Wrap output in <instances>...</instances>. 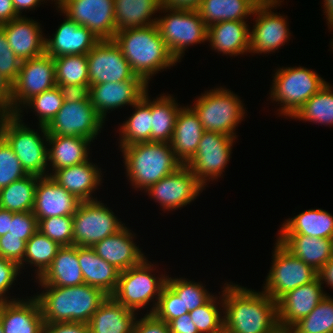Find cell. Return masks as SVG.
Wrapping results in <instances>:
<instances>
[{"label":"cell","mask_w":333,"mask_h":333,"mask_svg":"<svg viewBox=\"0 0 333 333\" xmlns=\"http://www.w3.org/2000/svg\"><path fill=\"white\" fill-rule=\"evenodd\" d=\"M235 139L219 132L203 133L195 155L186 165L204 187L225 172Z\"/></svg>","instance_id":"obj_12"},{"label":"cell","mask_w":333,"mask_h":333,"mask_svg":"<svg viewBox=\"0 0 333 333\" xmlns=\"http://www.w3.org/2000/svg\"><path fill=\"white\" fill-rule=\"evenodd\" d=\"M319 277L323 285L325 283L327 287L333 289V257L319 271Z\"/></svg>","instance_id":"obj_62"},{"label":"cell","mask_w":333,"mask_h":333,"mask_svg":"<svg viewBox=\"0 0 333 333\" xmlns=\"http://www.w3.org/2000/svg\"><path fill=\"white\" fill-rule=\"evenodd\" d=\"M78 261L84 284L101 289L111 296L118 284L120 271L99 257L92 247L78 246Z\"/></svg>","instance_id":"obj_32"},{"label":"cell","mask_w":333,"mask_h":333,"mask_svg":"<svg viewBox=\"0 0 333 333\" xmlns=\"http://www.w3.org/2000/svg\"><path fill=\"white\" fill-rule=\"evenodd\" d=\"M204 132L205 130L191 105L189 107L188 105L187 107H181L176 119L170 146L176 158L183 165H186L195 155Z\"/></svg>","instance_id":"obj_28"},{"label":"cell","mask_w":333,"mask_h":333,"mask_svg":"<svg viewBox=\"0 0 333 333\" xmlns=\"http://www.w3.org/2000/svg\"><path fill=\"white\" fill-rule=\"evenodd\" d=\"M258 5L272 3L276 0H254Z\"/></svg>","instance_id":"obj_65"},{"label":"cell","mask_w":333,"mask_h":333,"mask_svg":"<svg viewBox=\"0 0 333 333\" xmlns=\"http://www.w3.org/2000/svg\"><path fill=\"white\" fill-rule=\"evenodd\" d=\"M134 238L135 234L125 225L117 233L94 244L92 249L121 272L140 264L146 258L139 245L134 243Z\"/></svg>","instance_id":"obj_23"},{"label":"cell","mask_w":333,"mask_h":333,"mask_svg":"<svg viewBox=\"0 0 333 333\" xmlns=\"http://www.w3.org/2000/svg\"><path fill=\"white\" fill-rule=\"evenodd\" d=\"M29 298L0 303L4 333H43L45 322L39 301L34 295Z\"/></svg>","instance_id":"obj_22"},{"label":"cell","mask_w":333,"mask_h":333,"mask_svg":"<svg viewBox=\"0 0 333 333\" xmlns=\"http://www.w3.org/2000/svg\"><path fill=\"white\" fill-rule=\"evenodd\" d=\"M165 16L157 17L159 33L172 56L180 62L185 50L194 44L207 41L208 27L198 11L175 10L161 6Z\"/></svg>","instance_id":"obj_9"},{"label":"cell","mask_w":333,"mask_h":333,"mask_svg":"<svg viewBox=\"0 0 333 333\" xmlns=\"http://www.w3.org/2000/svg\"><path fill=\"white\" fill-rule=\"evenodd\" d=\"M63 97L57 86L54 88L44 91L41 94H37L29 99L22 107H27L35 112L39 121L38 126L47 127L49 123L54 119L63 104Z\"/></svg>","instance_id":"obj_46"},{"label":"cell","mask_w":333,"mask_h":333,"mask_svg":"<svg viewBox=\"0 0 333 333\" xmlns=\"http://www.w3.org/2000/svg\"><path fill=\"white\" fill-rule=\"evenodd\" d=\"M282 0L258 5L252 16H256L252 30L250 29V52L270 54L290 39L291 33L287 23V16L274 13L273 8L281 5ZM255 24V25H254Z\"/></svg>","instance_id":"obj_16"},{"label":"cell","mask_w":333,"mask_h":333,"mask_svg":"<svg viewBox=\"0 0 333 333\" xmlns=\"http://www.w3.org/2000/svg\"><path fill=\"white\" fill-rule=\"evenodd\" d=\"M248 21H223L208 27L207 42L211 49L229 56L250 52V27Z\"/></svg>","instance_id":"obj_27"},{"label":"cell","mask_w":333,"mask_h":333,"mask_svg":"<svg viewBox=\"0 0 333 333\" xmlns=\"http://www.w3.org/2000/svg\"><path fill=\"white\" fill-rule=\"evenodd\" d=\"M43 333H90V329L81 322L45 323Z\"/></svg>","instance_id":"obj_56"},{"label":"cell","mask_w":333,"mask_h":333,"mask_svg":"<svg viewBox=\"0 0 333 333\" xmlns=\"http://www.w3.org/2000/svg\"><path fill=\"white\" fill-rule=\"evenodd\" d=\"M206 189L191 172L182 165L175 172L150 186L145 193L162 206L164 211H173L190 204Z\"/></svg>","instance_id":"obj_17"},{"label":"cell","mask_w":333,"mask_h":333,"mask_svg":"<svg viewBox=\"0 0 333 333\" xmlns=\"http://www.w3.org/2000/svg\"><path fill=\"white\" fill-rule=\"evenodd\" d=\"M286 333H333V298L326 295L309 315Z\"/></svg>","instance_id":"obj_43"},{"label":"cell","mask_w":333,"mask_h":333,"mask_svg":"<svg viewBox=\"0 0 333 333\" xmlns=\"http://www.w3.org/2000/svg\"><path fill=\"white\" fill-rule=\"evenodd\" d=\"M34 295L45 323L81 322L88 324L108 295L101 289L82 284L72 287L41 286Z\"/></svg>","instance_id":"obj_3"},{"label":"cell","mask_w":333,"mask_h":333,"mask_svg":"<svg viewBox=\"0 0 333 333\" xmlns=\"http://www.w3.org/2000/svg\"><path fill=\"white\" fill-rule=\"evenodd\" d=\"M166 284L182 299L184 310L192 311L206 304L213 296L203 283L193 282L188 278H172L167 276Z\"/></svg>","instance_id":"obj_45"},{"label":"cell","mask_w":333,"mask_h":333,"mask_svg":"<svg viewBox=\"0 0 333 333\" xmlns=\"http://www.w3.org/2000/svg\"><path fill=\"white\" fill-rule=\"evenodd\" d=\"M38 231L62 246H73V216L48 217L38 221Z\"/></svg>","instance_id":"obj_47"},{"label":"cell","mask_w":333,"mask_h":333,"mask_svg":"<svg viewBox=\"0 0 333 333\" xmlns=\"http://www.w3.org/2000/svg\"><path fill=\"white\" fill-rule=\"evenodd\" d=\"M55 64L52 56L46 52L40 56L24 60L12 83L13 115L21 110L29 99L56 86Z\"/></svg>","instance_id":"obj_14"},{"label":"cell","mask_w":333,"mask_h":333,"mask_svg":"<svg viewBox=\"0 0 333 333\" xmlns=\"http://www.w3.org/2000/svg\"><path fill=\"white\" fill-rule=\"evenodd\" d=\"M133 72L148 85L152 76L176 65L157 25L118 30L113 38Z\"/></svg>","instance_id":"obj_2"},{"label":"cell","mask_w":333,"mask_h":333,"mask_svg":"<svg viewBox=\"0 0 333 333\" xmlns=\"http://www.w3.org/2000/svg\"><path fill=\"white\" fill-rule=\"evenodd\" d=\"M61 246L50 238L37 231L26 242V251L23 261L19 264L20 271L25 264L35 267L36 280L51 265ZM25 263V264H24Z\"/></svg>","instance_id":"obj_40"},{"label":"cell","mask_w":333,"mask_h":333,"mask_svg":"<svg viewBox=\"0 0 333 333\" xmlns=\"http://www.w3.org/2000/svg\"><path fill=\"white\" fill-rule=\"evenodd\" d=\"M16 56L24 60L40 56L45 52V38L41 24L25 15L0 25ZM45 36V37H44Z\"/></svg>","instance_id":"obj_25"},{"label":"cell","mask_w":333,"mask_h":333,"mask_svg":"<svg viewBox=\"0 0 333 333\" xmlns=\"http://www.w3.org/2000/svg\"><path fill=\"white\" fill-rule=\"evenodd\" d=\"M63 101L68 103L85 101L90 95V85H68V84H57Z\"/></svg>","instance_id":"obj_55"},{"label":"cell","mask_w":333,"mask_h":333,"mask_svg":"<svg viewBox=\"0 0 333 333\" xmlns=\"http://www.w3.org/2000/svg\"><path fill=\"white\" fill-rule=\"evenodd\" d=\"M273 75L270 99L280 104L278 113L289 118L327 84L318 73L302 66L281 67Z\"/></svg>","instance_id":"obj_6"},{"label":"cell","mask_w":333,"mask_h":333,"mask_svg":"<svg viewBox=\"0 0 333 333\" xmlns=\"http://www.w3.org/2000/svg\"><path fill=\"white\" fill-rule=\"evenodd\" d=\"M37 281L40 286L72 287L84 284L78 261V246H62Z\"/></svg>","instance_id":"obj_29"},{"label":"cell","mask_w":333,"mask_h":333,"mask_svg":"<svg viewBox=\"0 0 333 333\" xmlns=\"http://www.w3.org/2000/svg\"><path fill=\"white\" fill-rule=\"evenodd\" d=\"M86 55L89 85L142 79L133 72L114 40H100Z\"/></svg>","instance_id":"obj_18"},{"label":"cell","mask_w":333,"mask_h":333,"mask_svg":"<svg viewBox=\"0 0 333 333\" xmlns=\"http://www.w3.org/2000/svg\"><path fill=\"white\" fill-rule=\"evenodd\" d=\"M63 23L53 33L52 38H45V52L57 58L62 55L87 54L99 41L87 27L78 25L66 15Z\"/></svg>","instance_id":"obj_24"},{"label":"cell","mask_w":333,"mask_h":333,"mask_svg":"<svg viewBox=\"0 0 333 333\" xmlns=\"http://www.w3.org/2000/svg\"><path fill=\"white\" fill-rule=\"evenodd\" d=\"M148 91L131 107L135 108L131 117H128L119 128V147L135 143L151 142V100Z\"/></svg>","instance_id":"obj_37"},{"label":"cell","mask_w":333,"mask_h":333,"mask_svg":"<svg viewBox=\"0 0 333 333\" xmlns=\"http://www.w3.org/2000/svg\"><path fill=\"white\" fill-rule=\"evenodd\" d=\"M38 231V220L31 212H13L10 221L9 233L14 236H21L26 242Z\"/></svg>","instance_id":"obj_51"},{"label":"cell","mask_w":333,"mask_h":333,"mask_svg":"<svg viewBox=\"0 0 333 333\" xmlns=\"http://www.w3.org/2000/svg\"><path fill=\"white\" fill-rule=\"evenodd\" d=\"M272 265L263 284V292L277 301L288 291L303 286L319 276L312 266L295 257L276 240Z\"/></svg>","instance_id":"obj_10"},{"label":"cell","mask_w":333,"mask_h":333,"mask_svg":"<svg viewBox=\"0 0 333 333\" xmlns=\"http://www.w3.org/2000/svg\"><path fill=\"white\" fill-rule=\"evenodd\" d=\"M185 313H189V310H184L182 299L165 284L153 314L168 324L171 320Z\"/></svg>","instance_id":"obj_49"},{"label":"cell","mask_w":333,"mask_h":333,"mask_svg":"<svg viewBox=\"0 0 333 333\" xmlns=\"http://www.w3.org/2000/svg\"><path fill=\"white\" fill-rule=\"evenodd\" d=\"M277 239L295 257L319 272L333 257V239L307 235H277Z\"/></svg>","instance_id":"obj_30"},{"label":"cell","mask_w":333,"mask_h":333,"mask_svg":"<svg viewBox=\"0 0 333 333\" xmlns=\"http://www.w3.org/2000/svg\"><path fill=\"white\" fill-rule=\"evenodd\" d=\"M0 333H4V332H3V327H2L1 322H0Z\"/></svg>","instance_id":"obj_67"},{"label":"cell","mask_w":333,"mask_h":333,"mask_svg":"<svg viewBox=\"0 0 333 333\" xmlns=\"http://www.w3.org/2000/svg\"><path fill=\"white\" fill-rule=\"evenodd\" d=\"M101 202L97 199L80 202L73 214V245L92 247L124 227L125 223Z\"/></svg>","instance_id":"obj_11"},{"label":"cell","mask_w":333,"mask_h":333,"mask_svg":"<svg viewBox=\"0 0 333 333\" xmlns=\"http://www.w3.org/2000/svg\"><path fill=\"white\" fill-rule=\"evenodd\" d=\"M323 1H324L323 7H325L323 13H325L326 15L325 18H327L326 20L327 23L330 24L333 22V0H323Z\"/></svg>","instance_id":"obj_64"},{"label":"cell","mask_w":333,"mask_h":333,"mask_svg":"<svg viewBox=\"0 0 333 333\" xmlns=\"http://www.w3.org/2000/svg\"><path fill=\"white\" fill-rule=\"evenodd\" d=\"M116 30L156 25L161 0H114Z\"/></svg>","instance_id":"obj_35"},{"label":"cell","mask_w":333,"mask_h":333,"mask_svg":"<svg viewBox=\"0 0 333 333\" xmlns=\"http://www.w3.org/2000/svg\"><path fill=\"white\" fill-rule=\"evenodd\" d=\"M26 251V241L21 236L11 235L9 232L0 236V257L16 262L23 261Z\"/></svg>","instance_id":"obj_53"},{"label":"cell","mask_w":333,"mask_h":333,"mask_svg":"<svg viewBox=\"0 0 333 333\" xmlns=\"http://www.w3.org/2000/svg\"><path fill=\"white\" fill-rule=\"evenodd\" d=\"M148 84L143 79H130L122 82H105L90 85V100L105 121L107 112L121 109L122 106L137 103L148 91ZM114 109V110H113Z\"/></svg>","instance_id":"obj_20"},{"label":"cell","mask_w":333,"mask_h":333,"mask_svg":"<svg viewBox=\"0 0 333 333\" xmlns=\"http://www.w3.org/2000/svg\"><path fill=\"white\" fill-rule=\"evenodd\" d=\"M101 172V168L88 160L56 170L51 177L66 191L83 202L97 199L92 194L102 183Z\"/></svg>","instance_id":"obj_26"},{"label":"cell","mask_w":333,"mask_h":333,"mask_svg":"<svg viewBox=\"0 0 333 333\" xmlns=\"http://www.w3.org/2000/svg\"><path fill=\"white\" fill-rule=\"evenodd\" d=\"M39 176L27 175L0 190V208L8 211L31 212Z\"/></svg>","instance_id":"obj_39"},{"label":"cell","mask_w":333,"mask_h":333,"mask_svg":"<svg viewBox=\"0 0 333 333\" xmlns=\"http://www.w3.org/2000/svg\"><path fill=\"white\" fill-rule=\"evenodd\" d=\"M13 115L12 83L0 74V116Z\"/></svg>","instance_id":"obj_57"},{"label":"cell","mask_w":333,"mask_h":333,"mask_svg":"<svg viewBox=\"0 0 333 333\" xmlns=\"http://www.w3.org/2000/svg\"><path fill=\"white\" fill-rule=\"evenodd\" d=\"M222 293L224 333H282L277 302L263 291L224 283Z\"/></svg>","instance_id":"obj_1"},{"label":"cell","mask_w":333,"mask_h":333,"mask_svg":"<svg viewBox=\"0 0 333 333\" xmlns=\"http://www.w3.org/2000/svg\"><path fill=\"white\" fill-rule=\"evenodd\" d=\"M55 5L78 25L87 27L100 40H113L115 27L114 0H56Z\"/></svg>","instance_id":"obj_13"},{"label":"cell","mask_w":333,"mask_h":333,"mask_svg":"<svg viewBox=\"0 0 333 333\" xmlns=\"http://www.w3.org/2000/svg\"><path fill=\"white\" fill-rule=\"evenodd\" d=\"M120 148L126 177L138 190L146 191L183 165L176 158L170 143L141 142Z\"/></svg>","instance_id":"obj_4"},{"label":"cell","mask_w":333,"mask_h":333,"mask_svg":"<svg viewBox=\"0 0 333 333\" xmlns=\"http://www.w3.org/2000/svg\"><path fill=\"white\" fill-rule=\"evenodd\" d=\"M80 202L51 176L39 177L32 212L38 221L48 217L73 216Z\"/></svg>","instance_id":"obj_21"},{"label":"cell","mask_w":333,"mask_h":333,"mask_svg":"<svg viewBox=\"0 0 333 333\" xmlns=\"http://www.w3.org/2000/svg\"><path fill=\"white\" fill-rule=\"evenodd\" d=\"M20 274V268L16 262L0 257V303L20 299L5 295L18 280L17 277Z\"/></svg>","instance_id":"obj_52"},{"label":"cell","mask_w":333,"mask_h":333,"mask_svg":"<svg viewBox=\"0 0 333 333\" xmlns=\"http://www.w3.org/2000/svg\"><path fill=\"white\" fill-rule=\"evenodd\" d=\"M48 167L51 176L56 170L90 160L91 140L80 136L48 135ZM89 147V148H88ZM52 172V173H51Z\"/></svg>","instance_id":"obj_31"},{"label":"cell","mask_w":333,"mask_h":333,"mask_svg":"<svg viewBox=\"0 0 333 333\" xmlns=\"http://www.w3.org/2000/svg\"><path fill=\"white\" fill-rule=\"evenodd\" d=\"M221 309L223 310L222 295H215L206 304L189 312L199 333H224L223 311Z\"/></svg>","instance_id":"obj_44"},{"label":"cell","mask_w":333,"mask_h":333,"mask_svg":"<svg viewBox=\"0 0 333 333\" xmlns=\"http://www.w3.org/2000/svg\"><path fill=\"white\" fill-rule=\"evenodd\" d=\"M257 6L254 0H202L198 13L209 27L223 21H247Z\"/></svg>","instance_id":"obj_36"},{"label":"cell","mask_w":333,"mask_h":333,"mask_svg":"<svg viewBox=\"0 0 333 333\" xmlns=\"http://www.w3.org/2000/svg\"><path fill=\"white\" fill-rule=\"evenodd\" d=\"M22 117L21 112L0 116V135L12 147L28 175L48 176L47 129L39 126L38 128L41 129L39 135L35 129L23 123Z\"/></svg>","instance_id":"obj_5"},{"label":"cell","mask_w":333,"mask_h":333,"mask_svg":"<svg viewBox=\"0 0 333 333\" xmlns=\"http://www.w3.org/2000/svg\"><path fill=\"white\" fill-rule=\"evenodd\" d=\"M332 89V86L327 82L291 118L326 126L333 125Z\"/></svg>","instance_id":"obj_41"},{"label":"cell","mask_w":333,"mask_h":333,"mask_svg":"<svg viewBox=\"0 0 333 333\" xmlns=\"http://www.w3.org/2000/svg\"><path fill=\"white\" fill-rule=\"evenodd\" d=\"M201 94L191 108L196 112L203 129L237 139L235 128L246 116L240 97L222 86Z\"/></svg>","instance_id":"obj_8"},{"label":"cell","mask_w":333,"mask_h":333,"mask_svg":"<svg viewBox=\"0 0 333 333\" xmlns=\"http://www.w3.org/2000/svg\"><path fill=\"white\" fill-rule=\"evenodd\" d=\"M19 17L13 7L12 0H0V25Z\"/></svg>","instance_id":"obj_60"},{"label":"cell","mask_w":333,"mask_h":333,"mask_svg":"<svg viewBox=\"0 0 333 333\" xmlns=\"http://www.w3.org/2000/svg\"><path fill=\"white\" fill-rule=\"evenodd\" d=\"M22 60L10 48L4 30L0 27V74L13 83L18 76Z\"/></svg>","instance_id":"obj_50"},{"label":"cell","mask_w":333,"mask_h":333,"mask_svg":"<svg viewBox=\"0 0 333 333\" xmlns=\"http://www.w3.org/2000/svg\"><path fill=\"white\" fill-rule=\"evenodd\" d=\"M153 267L154 265L145 258L140 264L121 271L117 287L111 297L136 313L153 302L154 305L147 312L153 314L167 279L165 274L160 275L161 277L151 274L155 270Z\"/></svg>","instance_id":"obj_7"},{"label":"cell","mask_w":333,"mask_h":333,"mask_svg":"<svg viewBox=\"0 0 333 333\" xmlns=\"http://www.w3.org/2000/svg\"><path fill=\"white\" fill-rule=\"evenodd\" d=\"M278 235H307L333 239V215L323 209H309L285 220Z\"/></svg>","instance_id":"obj_34"},{"label":"cell","mask_w":333,"mask_h":333,"mask_svg":"<svg viewBox=\"0 0 333 333\" xmlns=\"http://www.w3.org/2000/svg\"><path fill=\"white\" fill-rule=\"evenodd\" d=\"M53 59L56 84L89 85L86 54L62 55Z\"/></svg>","instance_id":"obj_42"},{"label":"cell","mask_w":333,"mask_h":333,"mask_svg":"<svg viewBox=\"0 0 333 333\" xmlns=\"http://www.w3.org/2000/svg\"><path fill=\"white\" fill-rule=\"evenodd\" d=\"M136 314L108 296L88 323L90 333H132Z\"/></svg>","instance_id":"obj_33"},{"label":"cell","mask_w":333,"mask_h":333,"mask_svg":"<svg viewBox=\"0 0 333 333\" xmlns=\"http://www.w3.org/2000/svg\"><path fill=\"white\" fill-rule=\"evenodd\" d=\"M173 95L162 94L151 101V142L170 143L180 108Z\"/></svg>","instance_id":"obj_38"},{"label":"cell","mask_w":333,"mask_h":333,"mask_svg":"<svg viewBox=\"0 0 333 333\" xmlns=\"http://www.w3.org/2000/svg\"><path fill=\"white\" fill-rule=\"evenodd\" d=\"M132 333H170L168 324L158 319L154 314H145L135 319Z\"/></svg>","instance_id":"obj_54"},{"label":"cell","mask_w":333,"mask_h":333,"mask_svg":"<svg viewBox=\"0 0 333 333\" xmlns=\"http://www.w3.org/2000/svg\"><path fill=\"white\" fill-rule=\"evenodd\" d=\"M13 212L0 208V236L5 235L10 230Z\"/></svg>","instance_id":"obj_63"},{"label":"cell","mask_w":333,"mask_h":333,"mask_svg":"<svg viewBox=\"0 0 333 333\" xmlns=\"http://www.w3.org/2000/svg\"><path fill=\"white\" fill-rule=\"evenodd\" d=\"M43 1L45 2V0H12V3L16 13L21 17L24 10L25 12L26 10H35V7L37 8V6L41 5V2Z\"/></svg>","instance_id":"obj_61"},{"label":"cell","mask_w":333,"mask_h":333,"mask_svg":"<svg viewBox=\"0 0 333 333\" xmlns=\"http://www.w3.org/2000/svg\"><path fill=\"white\" fill-rule=\"evenodd\" d=\"M168 326L170 333H199L189 313H185L171 320Z\"/></svg>","instance_id":"obj_58"},{"label":"cell","mask_w":333,"mask_h":333,"mask_svg":"<svg viewBox=\"0 0 333 333\" xmlns=\"http://www.w3.org/2000/svg\"><path fill=\"white\" fill-rule=\"evenodd\" d=\"M202 0H161L162 6L175 10L198 11Z\"/></svg>","instance_id":"obj_59"},{"label":"cell","mask_w":333,"mask_h":333,"mask_svg":"<svg viewBox=\"0 0 333 333\" xmlns=\"http://www.w3.org/2000/svg\"><path fill=\"white\" fill-rule=\"evenodd\" d=\"M27 175L12 147L0 135V190Z\"/></svg>","instance_id":"obj_48"},{"label":"cell","mask_w":333,"mask_h":333,"mask_svg":"<svg viewBox=\"0 0 333 333\" xmlns=\"http://www.w3.org/2000/svg\"><path fill=\"white\" fill-rule=\"evenodd\" d=\"M328 28L329 29H333V22L332 23H330V24H328ZM333 40V39H332ZM330 45H332V48H333V41L331 42V44Z\"/></svg>","instance_id":"obj_66"},{"label":"cell","mask_w":333,"mask_h":333,"mask_svg":"<svg viewBox=\"0 0 333 333\" xmlns=\"http://www.w3.org/2000/svg\"><path fill=\"white\" fill-rule=\"evenodd\" d=\"M327 295L320 277L288 291L277 302L278 325L286 333L295 323L309 315Z\"/></svg>","instance_id":"obj_19"},{"label":"cell","mask_w":333,"mask_h":333,"mask_svg":"<svg viewBox=\"0 0 333 333\" xmlns=\"http://www.w3.org/2000/svg\"><path fill=\"white\" fill-rule=\"evenodd\" d=\"M104 123L89 97L85 101L73 103L64 101L46 129L48 135L80 136L93 141L101 133Z\"/></svg>","instance_id":"obj_15"}]
</instances>
